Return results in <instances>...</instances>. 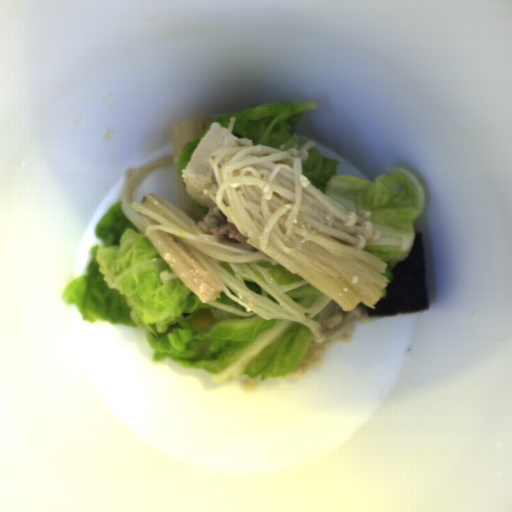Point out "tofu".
<instances>
[{
	"label": "tofu",
	"instance_id": "1",
	"mask_svg": "<svg viewBox=\"0 0 512 512\" xmlns=\"http://www.w3.org/2000/svg\"><path fill=\"white\" fill-rule=\"evenodd\" d=\"M227 132L228 129L218 121L211 123L209 131L197 143L187 165L181 170L187 194L195 203L208 209L215 207V202L203 195V192L211 191L214 197L218 190L210 156L223 148Z\"/></svg>",
	"mask_w": 512,
	"mask_h": 512
}]
</instances>
